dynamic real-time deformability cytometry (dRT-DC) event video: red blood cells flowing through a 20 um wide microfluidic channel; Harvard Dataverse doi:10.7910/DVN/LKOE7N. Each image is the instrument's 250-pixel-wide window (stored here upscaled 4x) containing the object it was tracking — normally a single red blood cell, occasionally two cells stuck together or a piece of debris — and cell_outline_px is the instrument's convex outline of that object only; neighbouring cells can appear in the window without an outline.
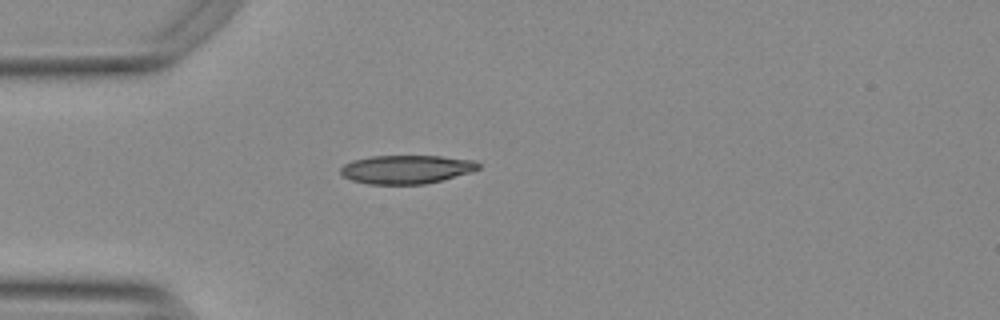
{"species": "Egyptian fruit bat (a non-hibernating species)", "species_latin": "Rousettus aegyptiacus", "temperature_condition": "warm", "stored_images_in_passage": 40, "camera_frame_rate_fps": 3000, "um_per_image_px": 0.085, "animal": {"sex": "female"}, "frame": {"image": 1, "passage_image": 1, "time_ms": 0.0, "image_size_px": [1000, 320], "cell_outline_px": [[480, 168], [472, 172], [424, 184], [368, 184], [352, 180], [344, 176], [340, 172], [340, 168], [344, 164], [352, 160], [372, 156], [440, 156], [476, 160], [480, 164]], "centroid_in_image_um": [34.56, 14.39], "position_along_channel_um": 50.4, "area_um2": 22.95}}
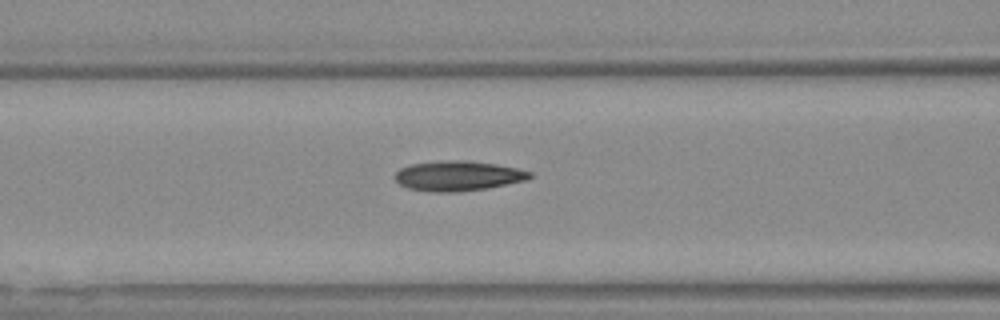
{"frame": {"image": 2, "passage_image": 8, "time_ms": 2.333, "image_size_px": [1000, 320], "cell_outline_px": [[532, 176], [524, 180], [488, 188], [460, 192], [428, 192], [408, 188], [400, 184], [396, 180], [396, 172], [400, 168], [412, 164], [440, 160], [464, 160], [496, 164], [516, 168], [532, 172]], "centroid_in_image_um": [38.91, 14.95], "position_along_channel_um": 127.7, "area_um2": 23.52}}
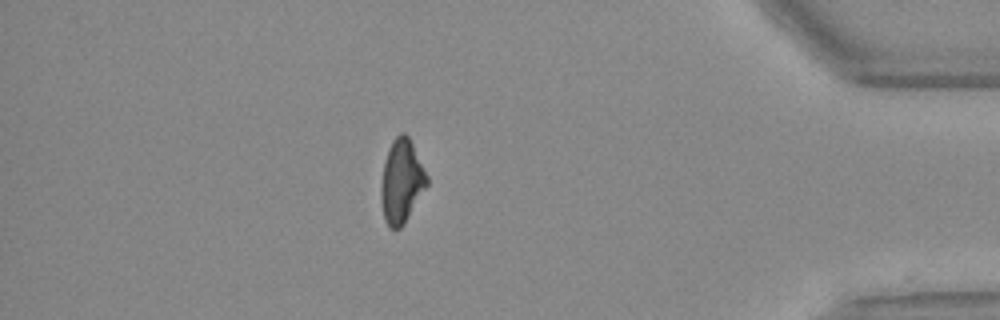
{"frame": {"image": 3, "passage_image": 33, "time_ms": 10.667, "image_size_px": [1000, 320], "cell_outline_px": [[428, 184], [404, 224], [400, 228], [388, 228], [384, 220], [380, 200], [380, 184], [384, 160], [388, 148], [392, 140], [400, 132], [404, 132], [408, 136], [428, 176]], "centroid_in_image_um": [34.1, 15.42], "position_along_channel_um": 401.1, "area_um2": 22.54}, "authors_computed_cell_mechanics": {"area_um2": 22.5131, "velocity_mm_per_s": 3.7839, "shape_relaxation_time_tau1_ms": null, "shape_relaxation_time_tau2_ms": 3.1951, "deformation_change_tau1": null, "deformation_change_tau2": 0.1221}}